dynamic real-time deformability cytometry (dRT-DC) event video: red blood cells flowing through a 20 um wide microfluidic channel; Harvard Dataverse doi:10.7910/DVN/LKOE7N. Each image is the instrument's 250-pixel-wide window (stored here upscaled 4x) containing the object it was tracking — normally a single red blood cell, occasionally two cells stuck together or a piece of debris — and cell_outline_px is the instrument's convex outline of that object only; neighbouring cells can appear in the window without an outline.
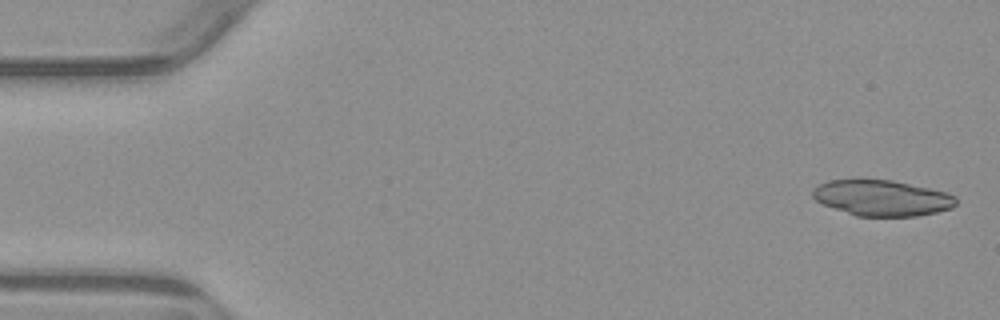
{"species": "common noctule bat (a hibernating species)", "species_latin": "Nyctalus noctula", "temperature_condition": "warm", "stored_images_in_passage": 5, "camera_frame_rate_fps": 3000, "um_per_image_px": 0.085, "animal": {"sex": "male", "body_mass_g": 23.1, "forearm_length_mm": 52.7}, "frame": {"image": 1, "passage_image": 1, "time_ms": 0.0, "image_size_px": [1000, 320], "cell_outline_px": [[956, 204], [952, 208], [936, 212], [916, 216], [856, 216], [824, 204], [816, 200], [812, 196], [812, 188], [828, 180], [856, 176], [860, 176], [892, 180], [948, 192], [956, 196]], "centroid_in_image_um": [74.93, 16.77], "position_along_channel_um": 10.1, "area_um2": 30.75}}